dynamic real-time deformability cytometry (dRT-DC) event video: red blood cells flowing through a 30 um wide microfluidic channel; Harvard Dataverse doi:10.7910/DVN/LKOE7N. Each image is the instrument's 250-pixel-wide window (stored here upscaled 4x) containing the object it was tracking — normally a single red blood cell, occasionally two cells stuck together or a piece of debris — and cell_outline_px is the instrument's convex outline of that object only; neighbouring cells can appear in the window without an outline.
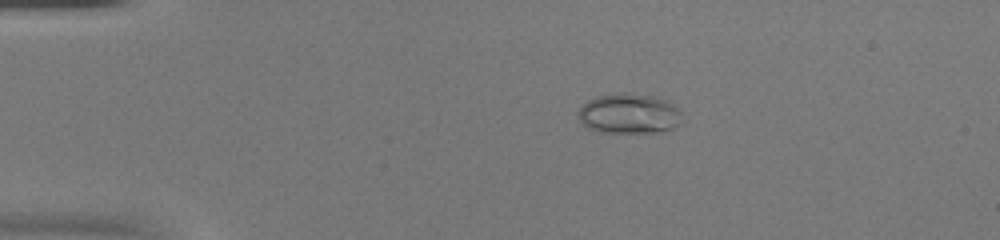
{"species": "common noctule bat (a hibernating species)", "species_latin": "Nyctalus noctula", "temperature_condition": "warm", "stored_images_in_passage": 46, "camera_frame_rate_fps": 3000, "um_per_image_px": 0.085, "animal": {"sex": "female", "body_mass_g": 20.0, "forearm_length_mm": 54.0}, "frame": {"image": 1, "passage_image": 4, "time_ms": 1.0, "image_size_px": [1000, 240], "cell_outline_px": [[680, 124], [672, 128], [656, 132], [600, 132], [588, 128], [576, 116], [576, 112], [588, 100], [596, 96], [624, 92], [652, 96], [664, 100], [672, 104], [680, 112]], "centroid_in_image_um": [53.42, 9.66], "position_along_channel_um": 31.6, "area_um2": 24.04}}
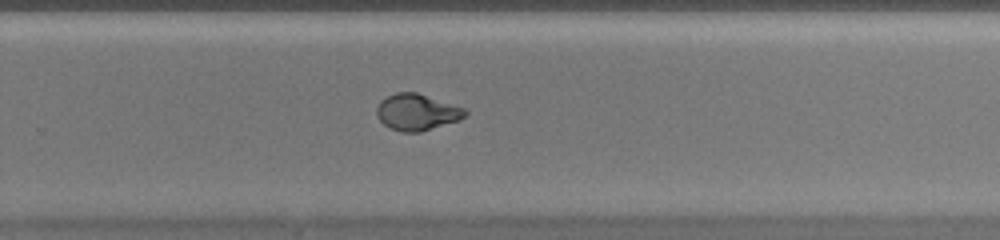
{"frame": {"image": 2, "passage_image": 29, "time_ms": 9.333, "image_size_px": [1000, 240], "cell_outline_px": [[468, 112], [460, 120], [420, 132], [404, 132], [392, 128], [384, 124], [376, 116], [376, 108], [380, 100], [396, 92], [416, 92], [464, 108]], "centroid_in_image_um": [35.42, 9.53], "position_along_channel_um": 294.4, "area_um2": 18.61}}
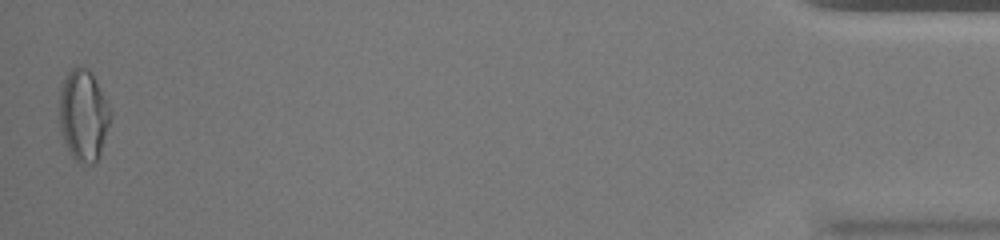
{"frame": {"image": 3, "passage_image": 46, "time_ms": 15.0, "image_size_px": [1000, 240], "cell_outline_px": [[112, 116], [96, 164], [84, 164], [76, 160], [68, 152], [60, 132], [60, 88], [68, 72], [72, 68], [88, 68], [92, 72], [112, 112]], "centroid_in_image_um": [7.09, 9.82], "position_along_channel_um": 428.1, "area_um2": 27.17}, "authors_computed_cell_mechanics": {"area_um2": 19.7387, "velocity_mm_per_s": 3.9046, "shape_relaxation_time_tau1_ms": 6.6125, "shape_relaxation_time_tau2_ms": null, "deformation_change_tau1": 0.2519, "deformation_change_tau2": null}}